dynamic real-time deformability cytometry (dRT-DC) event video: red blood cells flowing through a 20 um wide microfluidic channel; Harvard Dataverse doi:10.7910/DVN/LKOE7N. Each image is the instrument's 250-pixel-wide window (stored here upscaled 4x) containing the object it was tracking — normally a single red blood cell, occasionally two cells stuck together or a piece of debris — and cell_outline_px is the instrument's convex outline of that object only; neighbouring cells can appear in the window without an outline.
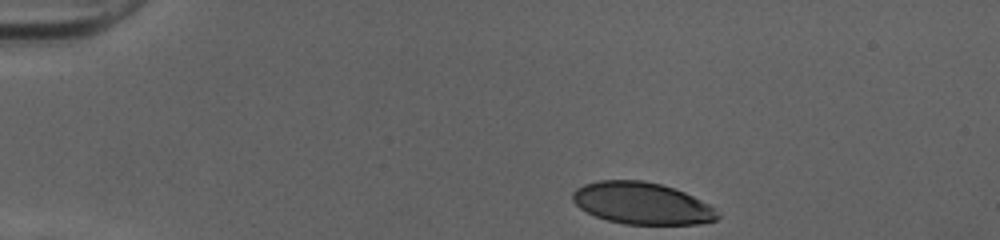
{"species": "human", "species_latin": "Homo sapiens", "temperature_condition": "cold", "stored_images_in_passage": 34, "camera_frame_rate_fps": 3000, "um_per_image_px": 0.085, "donor": {"sex": "female"}, "frame": {"image": 1, "passage_image": 1, "time_ms": 0.0, "image_size_px": [1000, 240], "cell_outline_px": [[720, 216], [716, 220], [700, 224], [624, 224], [608, 220], [596, 216], [580, 208], [572, 200], [572, 192], [576, 188], [584, 184], [600, 180], [644, 180], [660, 184], [684, 192], [708, 204]], "centroid_in_image_um": [54.53, 17.28], "position_along_channel_um": 30.5, "area_um2": 35.14}}
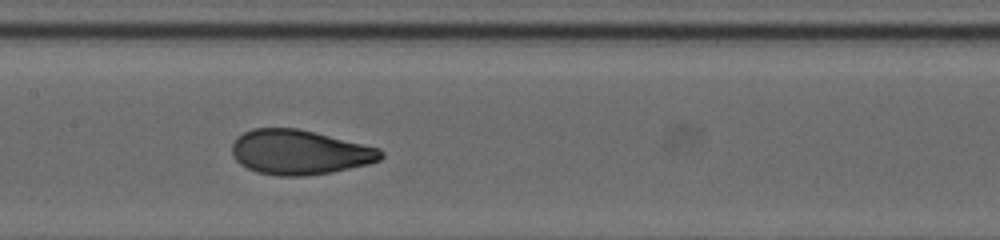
{"frame": {"image": 2, "passage_image": 18, "time_ms": 5.667, "image_size_px": [1000, 240], "cell_outline_px": [[384, 156], [380, 160], [368, 164], [332, 172], [304, 176], [276, 176], [256, 172], [240, 164], [232, 156], [232, 144], [236, 136], [252, 128], [296, 128], [380, 148], [384, 152]], "centroid_in_image_um": [25.44, 12.95], "position_along_channel_um": 182.0, "area_um2": 38.84}}
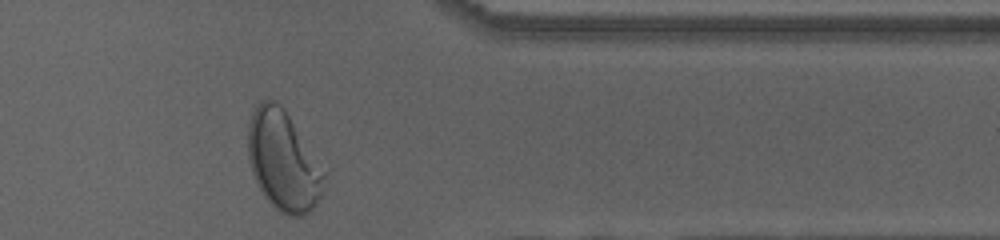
{"frame": {"image": 3, "passage_image": 34, "time_ms": 11.0, "image_size_px": [1000, 240], "cell_outline_px": [[324, 176], [320, 196], [316, 204], [308, 212], [300, 216], [288, 216], [280, 212], [264, 196], [252, 172], [248, 160], [248, 124], [252, 112], [260, 100], [276, 100], [284, 108]], "centroid_in_image_um": [23.99, 13.67], "position_along_channel_um": 387.4, "area_um2": 42.83}, "authors_computed_cell_mechanics": {"area_um2": 38.437, "velocity_mm_per_s": 4.0173, "shape_relaxation_time_tau1_ms": 3.5479, "shape_relaxation_time_tau2_ms": null, "deformation_change_tau1": 0.1986, "deformation_change_tau2": null}}